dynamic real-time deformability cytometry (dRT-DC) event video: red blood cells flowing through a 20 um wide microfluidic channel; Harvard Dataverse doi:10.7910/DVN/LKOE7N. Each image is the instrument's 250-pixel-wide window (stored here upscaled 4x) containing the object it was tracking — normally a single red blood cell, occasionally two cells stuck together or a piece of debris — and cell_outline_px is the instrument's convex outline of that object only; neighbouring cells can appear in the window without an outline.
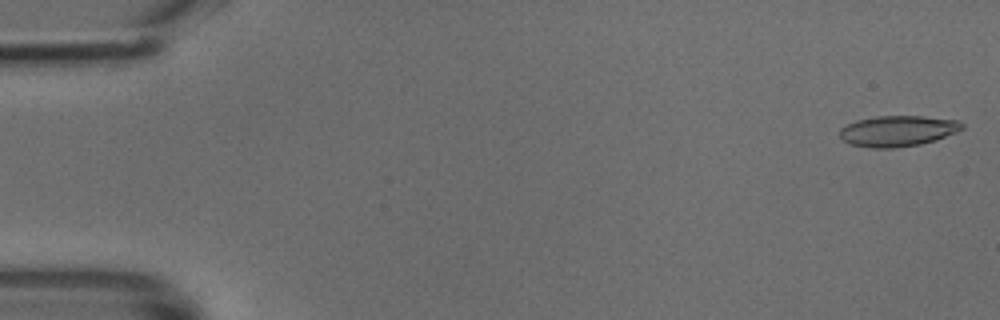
{"species": "common noctule bat (a hibernating species)", "species_latin": "Nyctalus noctula", "temperature_condition": "cold", "stored_images_in_passage": 13, "camera_frame_rate_fps": 3000, "um_per_image_px": 0.085, "animal": {"sex": "male", "body_mass_g": 18.8}, "frame": {"image": 1, "passage_image": 1, "time_ms": 0.0, "image_size_px": [1000, 320], "cell_outline_px": [[944, 132], [940, 136], [928, 140], [908, 144], [864, 144], [868, 120], [936, 120]], "centroid_in_image_um": [76.62, 11.18], "position_along_channel_um": 8.4, "area_um2": 12.08}}
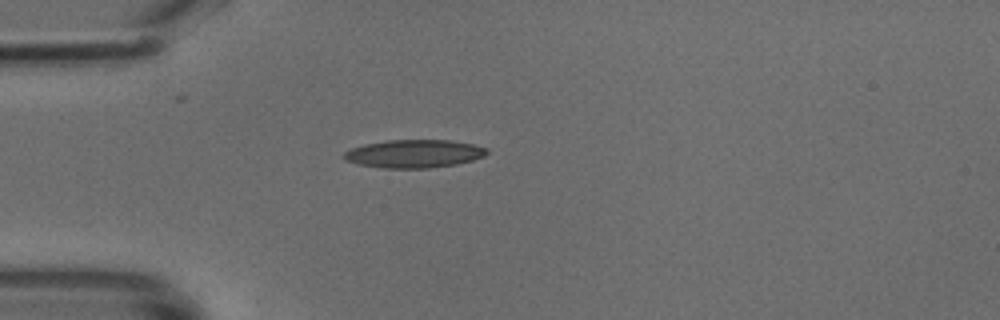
{"frame": {"image": 2, "passage_image": 13, "time_ms": 4.0, "image_size_px": [1000, 320], "cell_outline_px": [[484, 152], [476, 156], [464, 160], [440, 164], [380, 164], [380, 144], [420, 140], [452, 144], [472, 148]], "centroid_in_image_um": [36.07, 13.0], "position_along_channel_um": 48.9, "area_um2": 13.81}}